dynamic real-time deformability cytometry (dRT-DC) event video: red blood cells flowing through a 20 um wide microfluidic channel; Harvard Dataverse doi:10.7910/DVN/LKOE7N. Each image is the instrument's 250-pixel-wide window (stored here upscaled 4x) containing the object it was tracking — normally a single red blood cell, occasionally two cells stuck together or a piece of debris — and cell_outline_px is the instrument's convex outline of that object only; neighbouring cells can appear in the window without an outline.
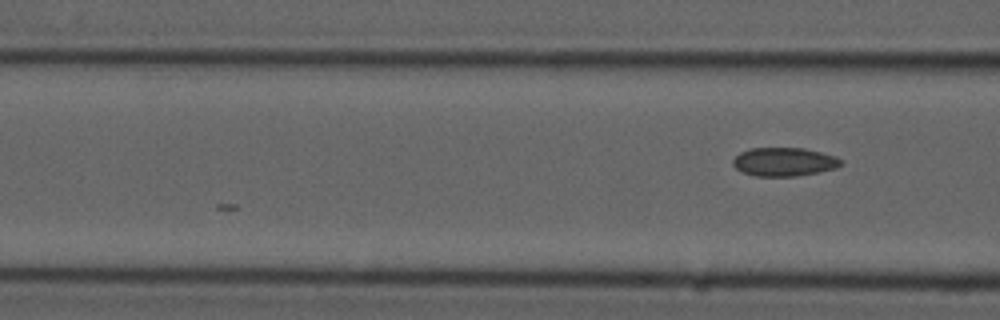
{"species": "common noctule bat (a hibernating species)", "species_latin": "Nyctalus noctula", "temperature_condition": "cold", "stored_images_in_passage": 5, "camera_frame_rate_fps": 3000, "um_per_image_px": 0.085, "animal": {"sex": "male", "forearm_length_mm": 52.5}, "frame": {"image": 1, "passage_image": 5, "time_ms": 1.333, "image_size_px": [1000, 320], "cell_outline_px": [[844, 164], [836, 168], [796, 176], [756, 176], [740, 172], [732, 164], [732, 160], [740, 152], [748, 148], [804, 148], [836, 156], [844, 160]], "centroid_in_image_um": [66.65, 13.75], "position_along_channel_um": 100.0, "area_um2": 18.15}}